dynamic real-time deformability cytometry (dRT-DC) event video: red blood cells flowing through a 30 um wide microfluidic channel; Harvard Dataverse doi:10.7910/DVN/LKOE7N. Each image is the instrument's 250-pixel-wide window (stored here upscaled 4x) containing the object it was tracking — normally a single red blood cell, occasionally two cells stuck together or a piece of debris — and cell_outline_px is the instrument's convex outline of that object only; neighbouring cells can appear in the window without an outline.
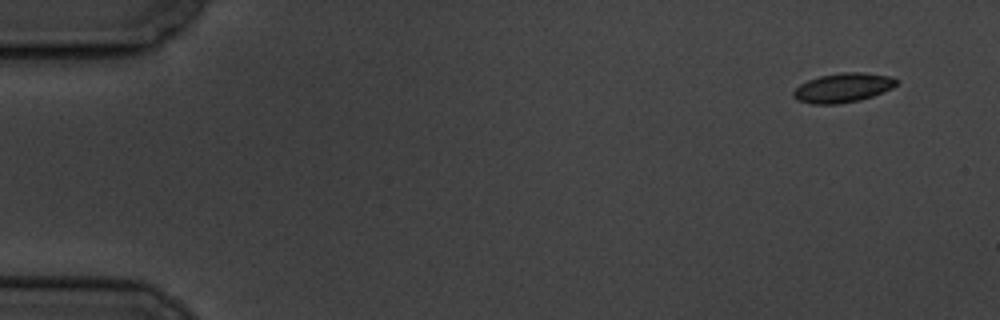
{"species": "common noctule bat (a hibernating species)", "species_latin": "Nyctalus noctula", "temperature_condition": "cold", "stored_images_in_passage": 11, "camera_frame_rate_fps": 3000, "um_per_image_px": 0.085, "animal": {"sex": "male", "body_mass_g": 19.5, "forearm_length_mm": 54.6}, "frame": {"image": 1, "passage_image": 1, "time_ms": 0.0, "image_size_px": [1000, 320], "cell_outline_px": [[900, 80], [892, 88], [872, 96], [860, 100], [836, 104], [812, 104], [796, 100], [792, 96], [792, 92], [800, 84], [808, 80], [820, 76], [840, 72], [860, 72], [892, 76]], "centroid_in_image_um": [71.64, 7.45], "position_along_channel_um": 13.4, "area_um2": 17.69}}
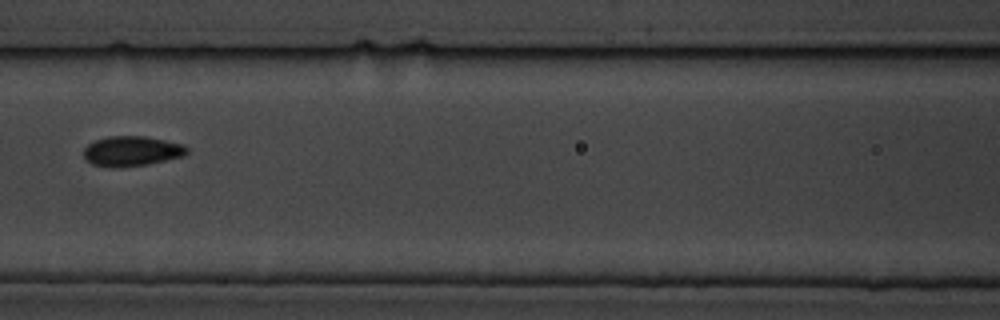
{"frame": {"image": 2, "passage_image": 7, "time_ms": 7.667, "image_size_px": [1000, 320], "cell_outline_px": [[188, 152], [184, 156], [148, 164], [112, 168], [108, 168], [92, 164], [84, 160], [84, 148], [88, 144], [96, 140], [108, 136], [144, 136], [184, 144], [188, 148]], "centroid_in_image_um": [11.18, 12.85], "position_along_channel_um": 155.4, "area_um2": 18.21}}
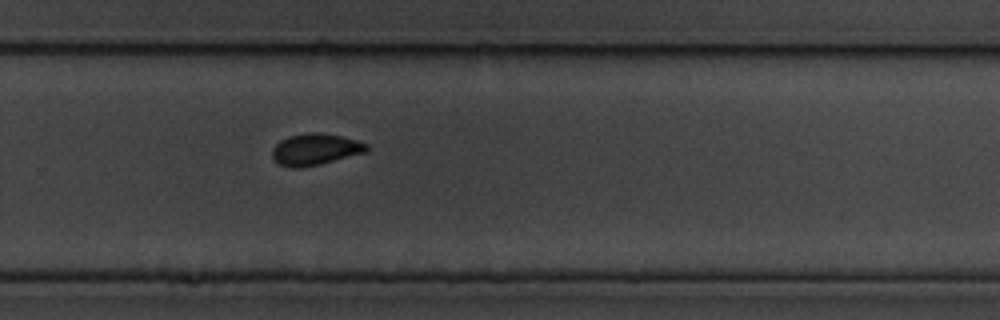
{"frame": {"image": 3, "passage_image": 11, "time_ms": 12.0, "image_size_px": [1000, 320], "cell_outline_px": [[368, 148], [364, 152], [320, 164], [300, 168], [292, 168], [280, 164], [272, 156], [272, 148], [280, 140], [288, 136], [308, 132], [316, 132], [340, 136], [356, 140], [368, 144]], "centroid_in_image_um": [26.76, 12.69], "position_along_channel_um": 303.0, "area_um2": 17.11}}